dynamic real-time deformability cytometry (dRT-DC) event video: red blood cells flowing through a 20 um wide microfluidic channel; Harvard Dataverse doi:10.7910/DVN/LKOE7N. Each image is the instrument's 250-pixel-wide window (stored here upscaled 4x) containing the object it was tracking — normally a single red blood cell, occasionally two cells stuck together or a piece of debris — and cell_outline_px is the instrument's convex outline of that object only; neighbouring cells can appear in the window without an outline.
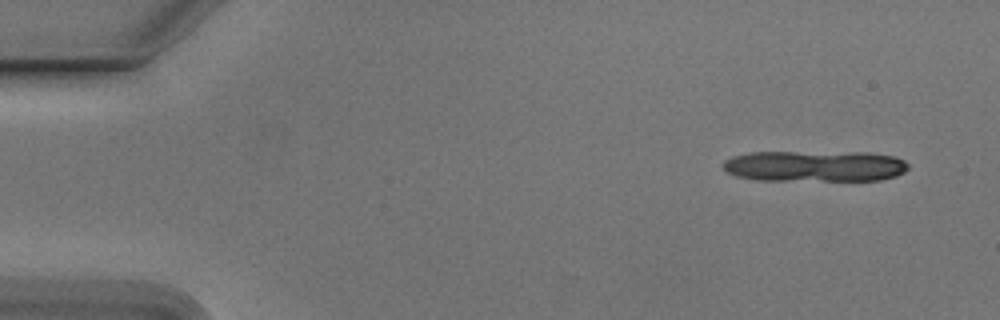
{"species": "Egyptian fruit bat (a non-hibernating species)", "species_latin": "Rousettus aegyptiacus", "temperature_condition": "cold", "stored_images_in_passage": 10, "camera_frame_rate_fps": 3000, "um_per_image_px": 0.085, "animal": {"sex": "male"}, "frame": {"image": 1, "passage_image": 1, "time_ms": 0.0, "image_size_px": [1000, 320], "cell_outline_px": [[908, 168], [904, 172], [896, 176], [880, 180], [760, 180], [736, 176], [728, 172], [720, 164], [724, 160], [732, 156], [748, 152], [868, 152], [896, 156], [904, 160], [908, 164]], "centroid_in_image_um": [69.26, 14.1], "position_along_channel_um": 15.7, "area_um2": 33.87}}